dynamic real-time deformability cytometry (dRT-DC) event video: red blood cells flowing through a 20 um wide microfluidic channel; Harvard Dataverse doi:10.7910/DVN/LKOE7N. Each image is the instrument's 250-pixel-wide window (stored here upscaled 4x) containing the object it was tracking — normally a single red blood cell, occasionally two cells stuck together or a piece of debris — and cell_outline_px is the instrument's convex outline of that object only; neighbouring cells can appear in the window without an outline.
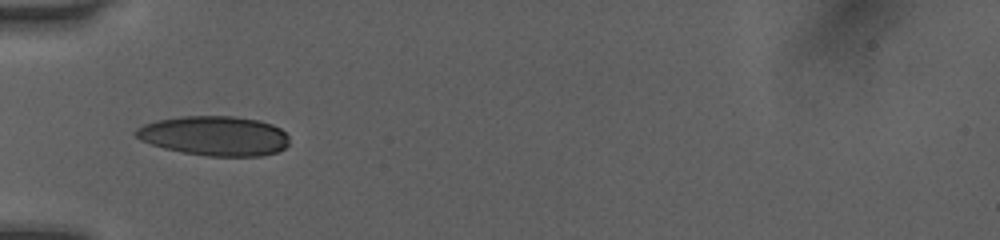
{"species": "human", "species_latin": "Homo sapiens", "temperature_condition": "room temperature", "stored_images_in_passage": 15, "camera_frame_rate_fps": 3000, "um_per_image_px": 0.085, "donor": {"sex": "female"}, "frame": {"image": 1, "passage_image": 1, "time_ms": 0.0, "image_size_px": [1000, 240], "cell_outline_px": [[288, 144], [284, 148], [276, 152], [260, 156], [208, 156], [184, 152], [164, 148], [140, 140], [132, 132], [136, 128], [144, 124], [156, 120], [180, 116], [232, 116], [260, 120], [272, 124], [280, 128], [288, 136]], "centroid_in_image_um": [18.22, 11.53], "position_along_channel_um": 66.8, "area_um2": 35.49}}
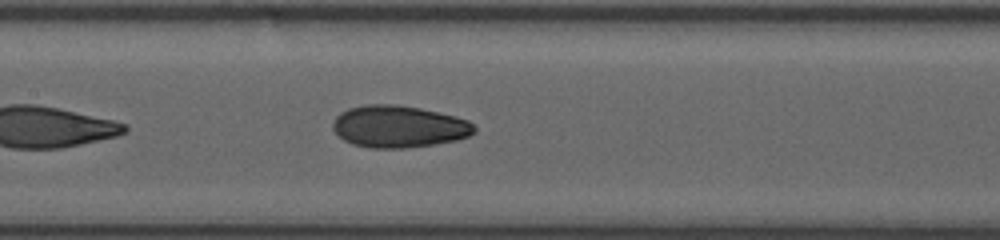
{"frame": {"image": 2, "passage_image": 9, "time_ms": 2.667, "image_size_px": [1000, 240], "cell_outline_px": [[476, 132], [468, 136], [456, 140], [432, 144], [404, 148], [368, 148], [352, 144], [344, 140], [332, 128], [332, 124], [336, 116], [340, 112], [348, 108], [368, 104], [396, 104], [420, 108], [456, 116], [468, 120], [476, 128]], "centroid_in_image_um": [33.88, 10.75], "position_along_channel_um": 173.5, "area_um2": 34.68}}
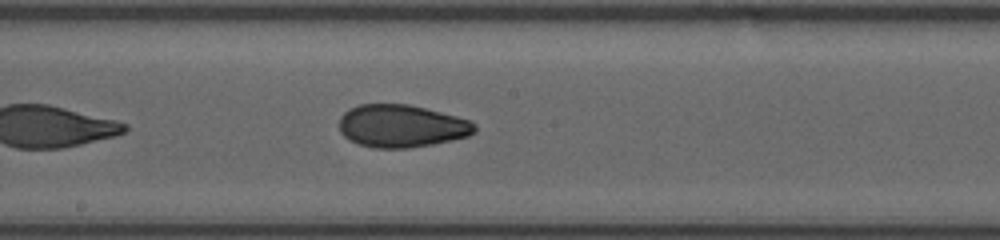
{"frame": {"image": 3, "passage_image": 12, "time_ms": 3.667, "image_size_px": [1000, 240], "cell_outline_px": [[476, 132], [468, 136], [452, 140], [432, 144], [408, 148], [372, 148], [356, 144], [348, 140], [340, 132], [340, 116], [348, 108], [360, 104], [408, 104], [456, 116], [468, 120], [476, 124]], "centroid_in_image_um": [34.09, 10.72], "position_along_channel_um": 214.1, "area_um2": 33.81}}